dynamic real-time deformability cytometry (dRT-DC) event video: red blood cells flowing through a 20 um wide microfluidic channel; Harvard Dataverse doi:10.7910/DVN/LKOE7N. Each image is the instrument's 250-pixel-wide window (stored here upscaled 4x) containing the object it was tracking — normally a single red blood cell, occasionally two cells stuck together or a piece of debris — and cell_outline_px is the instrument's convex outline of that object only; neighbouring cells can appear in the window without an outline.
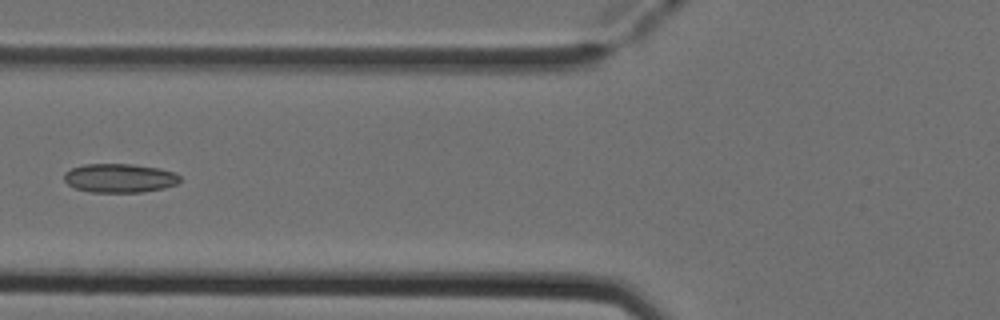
{"species": "Egyptian fruit bat (a non-hibernating species)", "species_latin": "Rousettus aegyptiacus", "temperature_condition": "cold", "stored_images_in_passage": 7, "camera_frame_rate_fps": 3000, "um_per_image_px": 0.085, "animal": {"sex": "female"}, "frame": {"image": 1, "passage_image": 5, "time_ms": 1.333, "image_size_px": [1000, 320], "cell_outline_px": [[180, 180], [176, 184], [164, 188], [144, 192], [88, 192], [76, 188], [68, 184], [64, 180], [64, 172], [72, 168], [84, 164], [132, 164], [160, 168], [172, 172], [180, 176]], "centroid_in_image_um": [10.15, 15.14], "position_along_channel_um": 115.6, "area_um2": 19.54}}
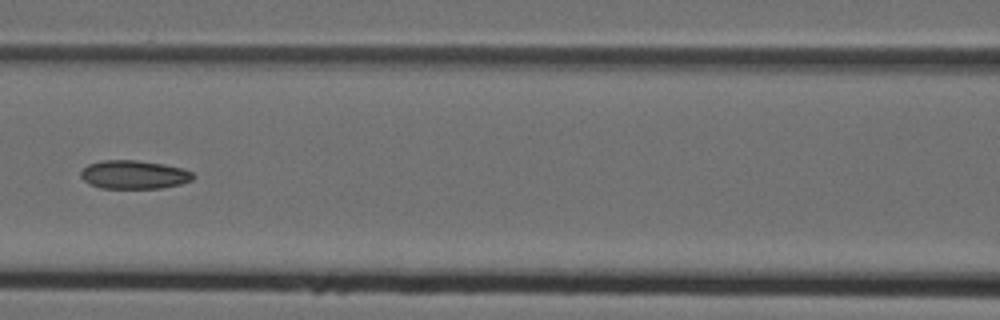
{"frame": {"image": 2, "passage_image": 6, "time_ms": 1.667, "image_size_px": [1000, 320], "cell_outline_px": [[196, 176], [192, 180], [180, 184], [160, 188], [100, 188], [88, 184], [80, 176], [80, 172], [88, 164], [104, 160], [136, 160], [164, 164], [184, 168], [192, 172]], "centroid_in_image_um": [11.4, 14.84], "position_along_channel_um": 155.2, "area_um2": 18.79}}
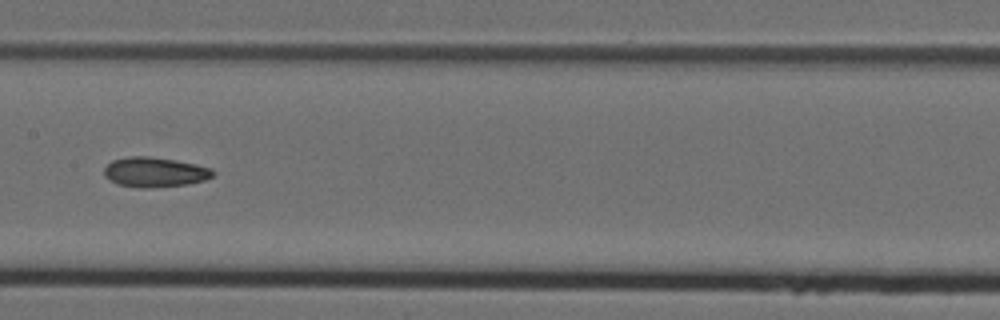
{"frame": {"image": 3, "passage_image": 7, "time_ms": 2.0, "image_size_px": [1000, 320], "cell_outline_px": [[216, 172], [212, 176], [204, 180], [188, 184], [148, 188], [136, 188], [116, 184], [104, 176], [104, 168], [112, 160], [128, 156], [148, 156], [176, 160], [196, 164], [212, 168]], "centroid_in_image_um": [13.14, 14.63], "position_along_channel_um": 194.3, "area_um2": 19.13}}